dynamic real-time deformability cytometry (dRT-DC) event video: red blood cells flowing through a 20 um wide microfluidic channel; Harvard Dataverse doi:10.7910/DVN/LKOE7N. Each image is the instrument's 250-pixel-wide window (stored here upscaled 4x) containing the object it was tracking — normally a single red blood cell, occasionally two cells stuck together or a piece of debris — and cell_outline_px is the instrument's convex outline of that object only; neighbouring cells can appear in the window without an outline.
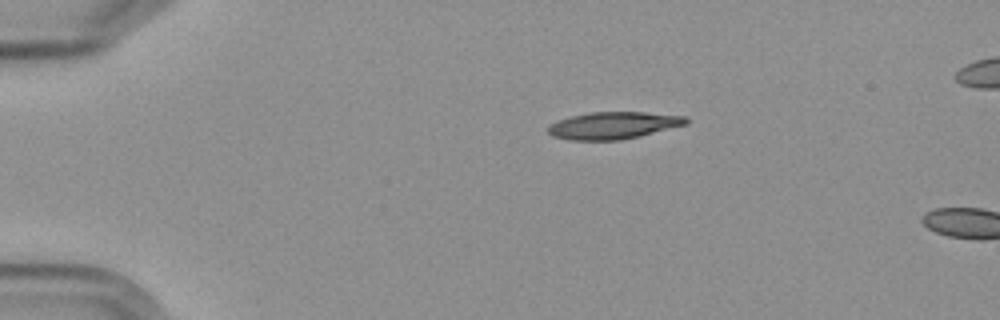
{"species": "Egyptian fruit bat (a non-hibernating species)", "species_latin": "Rousettus aegyptiacus", "temperature_condition": "cold", "stored_images_in_passage": 2, "camera_frame_rate_fps": 3000, "um_per_image_px": 0.085, "frame": {"image": 1, "passage_image": 1, "time_ms": 0.0, "image_size_px": [1000, 320], "cell_outline_px": [[688, 124], [640, 136], [620, 140], [568, 140], [552, 136], [548, 132], [548, 124], [572, 116], [588, 112], [644, 112], [688, 116]], "centroid_in_image_um": [52.15, 10.66], "position_along_channel_um": 32.8, "area_um2": 21.91}}